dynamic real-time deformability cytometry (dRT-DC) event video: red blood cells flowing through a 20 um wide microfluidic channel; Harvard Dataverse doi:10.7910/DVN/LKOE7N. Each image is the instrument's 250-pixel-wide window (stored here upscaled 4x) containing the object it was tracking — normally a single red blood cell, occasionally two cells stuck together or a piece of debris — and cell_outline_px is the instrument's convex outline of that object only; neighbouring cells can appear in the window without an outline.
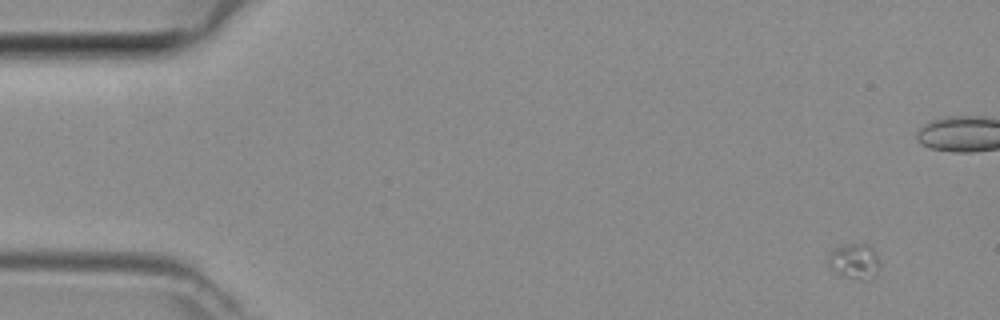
{"species": "common noctule bat (a hibernating species)", "species_latin": "Nyctalus noctula", "temperature_condition": "room temperature", "stored_images_in_passage": 5, "segment_of_instrument_passage": [1, 2], "camera_frame_rate_fps": 3000, "um_per_image_px": 0.085, "animal": {"sex": "female", "body_mass_g": 29.2, "forearm_length_mm": 56.3}, "frame": {"image": 1, "passage_image": 1, "time_ms": 0.0, "image_size_px": [1000, 320], "cell_outline_px": [[880, 272], [876, 276], [864, 280], [860, 280], [840, 276], [828, 268], [828, 252], [832, 248], [844, 244], [868, 244], [876, 252], [880, 260]], "centroid_in_image_um": [72.62, 22.22], "position_along_channel_um": 12.4, "area_um2": 11.27}}